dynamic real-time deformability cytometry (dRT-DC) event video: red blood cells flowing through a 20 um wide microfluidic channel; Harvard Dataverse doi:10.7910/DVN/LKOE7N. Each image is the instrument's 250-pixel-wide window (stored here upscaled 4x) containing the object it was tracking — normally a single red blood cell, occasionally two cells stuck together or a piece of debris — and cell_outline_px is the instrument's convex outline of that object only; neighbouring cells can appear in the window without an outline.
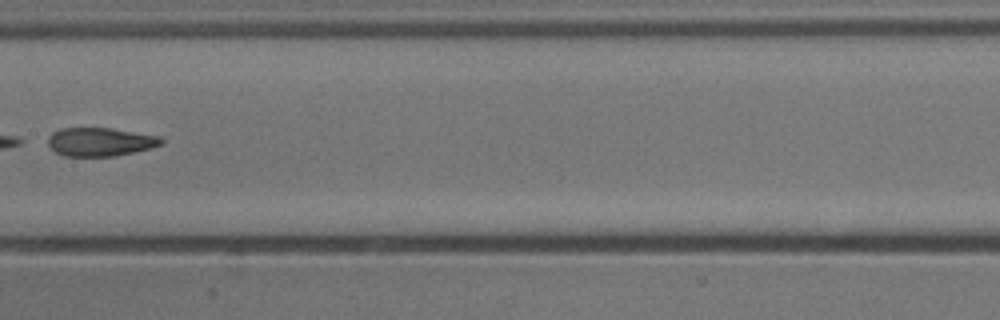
{"species": "common noctule bat (a hibernating species)", "species_latin": "Nyctalus noctula", "temperature_condition": "cold", "stored_images_in_passage": 9, "segment_of_instrument_passage": [2, 2], "camera_frame_rate_fps": 3000, "um_per_image_px": 0.085, "animal": {"sex": "male", "body_mass_g": 13.3}, "frame": {"image": 1, "passage_image": 8, "time_ms": 2.333, "image_size_px": [1000, 320], "cell_outline_px": [[164, 144], [152, 148], [116, 156], [64, 156], [56, 152], [48, 144], [48, 136], [52, 132], [60, 128], [112, 128], [160, 136], [164, 140]], "centroid_in_image_um": [8.55, 12.05], "position_along_channel_um": 198.9, "area_um2": 19.02}}
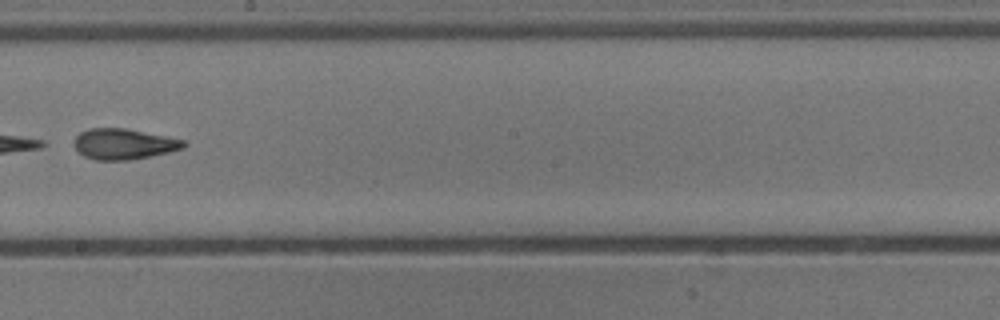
{"frame": {"image": 2, "passage_image": 9, "time_ms": 2.667, "image_size_px": [1000, 320], "cell_outline_px": [[188, 144], [184, 148], [168, 152], [128, 160], [96, 160], [84, 156], [72, 144], [72, 140], [80, 132], [88, 128], [128, 128], [168, 136], [184, 140]], "centroid_in_image_um": [10.51, 12.22], "position_along_channel_um": 237.7, "area_um2": 19.77}}